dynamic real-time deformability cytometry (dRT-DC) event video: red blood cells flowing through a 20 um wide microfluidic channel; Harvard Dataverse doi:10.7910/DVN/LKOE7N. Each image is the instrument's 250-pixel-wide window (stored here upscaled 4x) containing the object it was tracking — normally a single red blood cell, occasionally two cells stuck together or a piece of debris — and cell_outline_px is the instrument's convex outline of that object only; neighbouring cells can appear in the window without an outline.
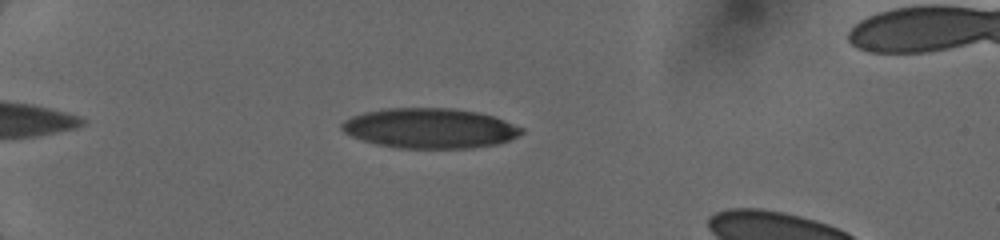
{"species": "human", "species_latin": "Homo sapiens", "temperature_condition": "cold", "stored_images_in_passage": 21, "camera_frame_rate_fps": 3000, "um_per_image_px": 0.085, "donor": {"sex": "female"}, "frame": {"image": 1, "passage_image": 6, "time_ms": 1.0, "image_size_px": [1000, 240], "cell_outline_px": [[524, 132], [508, 140], [496, 144], [472, 148], [400, 148], [376, 144], [352, 136], [344, 132], [340, 128], [340, 124], [344, 120], [352, 116], [364, 112], [388, 108], [452, 108], [476, 112], [492, 116], [504, 120], [524, 128]], "centroid_in_image_um": [36.52, 10.9], "position_along_channel_um": 48.5, "area_um2": 41.79}}
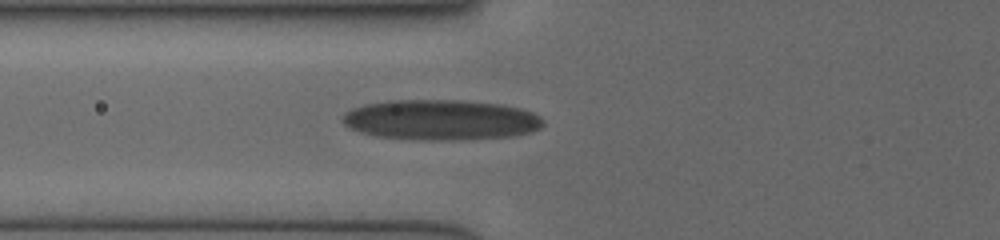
{"frame": {"image": 2, "passage_image": 15, "time_ms": 3.0, "image_size_px": [1000, 240], "cell_outline_px": [[544, 124], [540, 128], [516, 136], [460, 140], [416, 140], [376, 136], [360, 132], [348, 128], [340, 120], [344, 112], [352, 108], [368, 104], [388, 100], [456, 100], [500, 104], [520, 108], [532, 112], [540, 116], [544, 120]], "centroid_in_image_um": [37.45, 10.2], "position_along_channel_um": 88.4, "area_um2": 47.57}}
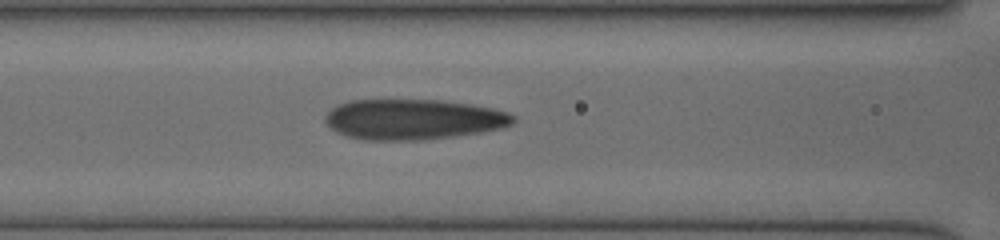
{"frame": {"image": 3, "passage_image": 19, "time_ms": 4.0, "image_size_px": [1000, 240], "cell_outline_px": [[516, 120], [512, 124], [500, 128], [480, 132], [452, 136], [420, 140], [364, 140], [344, 136], [336, 132], [324, 120], [324, 116], [332, 108], [348, 100], [440, 100], [468, 104], [492, 108], [508, 112], [516, 116]], "centroid_in_image_um": [35.1, 10.15], "position_along_channel_um": 131.5, "area_um2": 44.22}}